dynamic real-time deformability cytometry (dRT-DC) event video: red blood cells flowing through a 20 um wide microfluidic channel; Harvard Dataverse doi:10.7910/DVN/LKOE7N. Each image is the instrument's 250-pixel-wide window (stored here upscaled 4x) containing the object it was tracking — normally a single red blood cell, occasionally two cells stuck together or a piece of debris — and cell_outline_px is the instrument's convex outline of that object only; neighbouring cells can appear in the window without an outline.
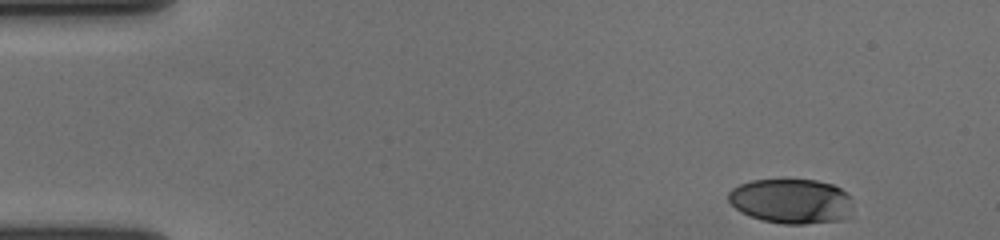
{"species": "human", "species_latin": "Homo sapiens", "temperature_condition": "cold", "stored_images_in_passage": 45, "camera_frame_rate_fps": 3000, "um_per_image_px": 0.085, "donor": {"sex": "female"}, "frame": {"image": 1, "passage_image": 1, "time_ms": 0.0, "image_size_px": [1000, 240], "cell_outline_px": [[852, 216], [844, 220], [804, 224], [784, 224], [760, 220], [740, 212], [728, 200], [728, 192], [732, 188], [740, 184], [752, 180], [816, 180], [832, 184], [840, 188], [852, 196]], "centroid_in_image_um": [67.31, 17.11], "position_along_channel_um": 17.7, "area_um2": 33.0}}
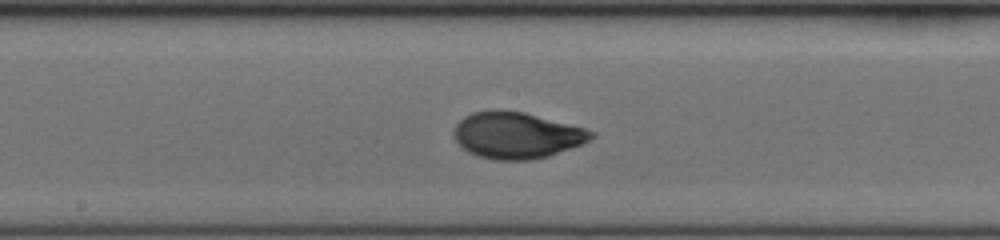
{"frame": {"image": 2, "passage_image": 26, "time_ms": 8.333, "image_size_px": [1000, 240], "cell_outline_px": [[596, 136], [580, 144], [548, 156], [532, 160], [496, 160], [476, 156], [468, 152], [456, 140], [452, 132], [456, 124], [464, 116], [472, 112], [500, 108], [524, 112], [584, 128], [596, 132]], "centroid_in_image_um": [43.88, 11.48], "position_along_channel_um": 204.3, "area_um2": 37.22}}
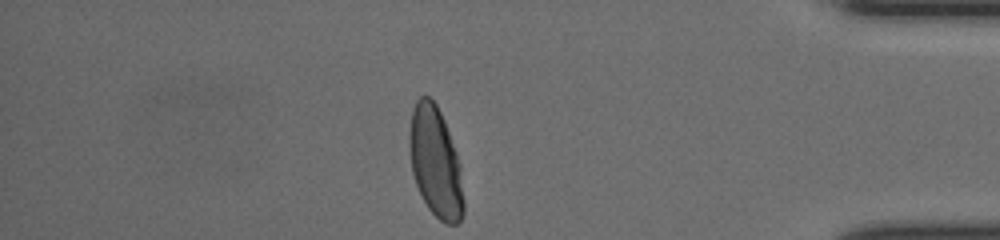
{"frame": {"image": 3, "passage_image": 45, "time_ms": 14.667, "image_size_px": [1000, 240], "cell_outline_px": [[464, 216], [456, 224], [444, 224], [428, 208], [420, 196], [412, 172], [408, 136], [412, 112], [416, 100], [420, 96], [428, 96], [436, 104], [444, 120], [456, 152], [460, 164], [464, 200]], "centroid_in_image_um": [37.02, 13.82], "position_along_channel_um": 398.2, "area_um2": 34.97}, "authors_computed_cell_mechanics": {"area_um2": 36.0094, "velocity_mm_per_s": 3.611, "shape_relaxation_time_tau1_ms": 3.6425, "shape_relaxation_time_tau2_ms": null, "deformation_change_tau1": 0.1859, "deformation_change_tau2": null}}